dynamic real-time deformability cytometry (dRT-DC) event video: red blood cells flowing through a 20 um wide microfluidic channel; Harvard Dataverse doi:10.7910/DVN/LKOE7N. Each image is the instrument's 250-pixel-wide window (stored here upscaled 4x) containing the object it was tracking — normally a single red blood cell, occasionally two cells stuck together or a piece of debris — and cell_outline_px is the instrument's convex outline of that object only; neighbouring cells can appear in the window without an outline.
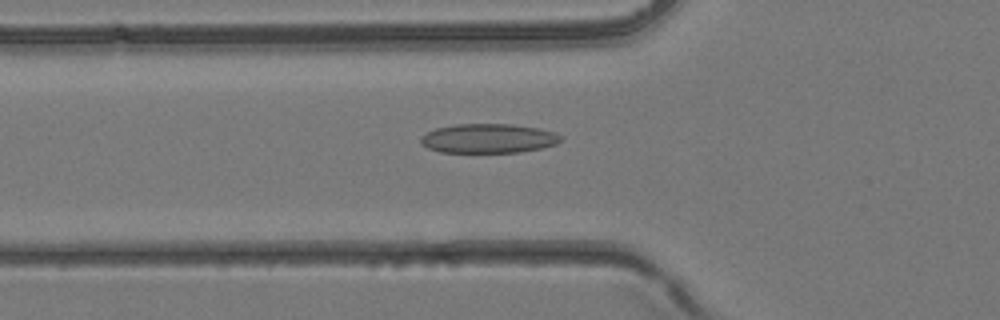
{"species": "common noctule bat (a hibernating species)", "species_latin": "Nyctalus noctula", "temperature_condition": "room temperature", "stored_images_in_passage": 40, "camera_frame_rate_fps": 3000, "um_per_image_px": 0.085, "animal": {"sex": "female", "body_mass_g": 24.6, "forearm_length_mm": 56.2}, "frame": {"image": 1, "passage_image": 14, "time_ms": 4.333, "image_size_px": [1000, 320], "cell_outline_px": [[564, 136], [556, 144], [544, 148], [520, 152], [440, 152], [428, 148], [420, 144], [420, 136], [436, 128], [456, 124], [512, 124], [540, 128], [556, 132]], "centroid_in_image_um": [41.54, 11.76], "position_along_channel_um": 84.3, "area_um2": 24.16}}
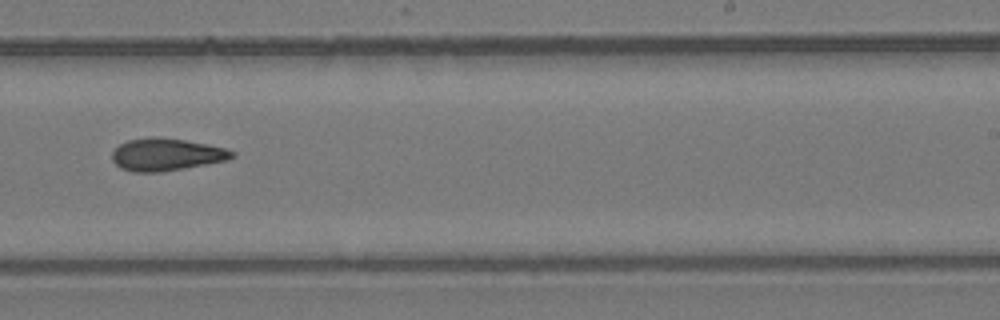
{"frame": {"image": 2, "passage_image": 25, "time_ms": 8.0, "image_size_px": [1000, 320], "cell_outline_px": [[236, 156], [228, 160], [184, 168], [160, 172], [132, 172], [120, 168], [112, 160], [112, 152], [120, 144], [128, 140], [156, 136], [184, 140], [208, 144], [228, 148], [236, 152]], "centroid_in_image_um": [14.17, 13.13], "position_along_channel_um": 274.8, "area_um2": 22.77}}
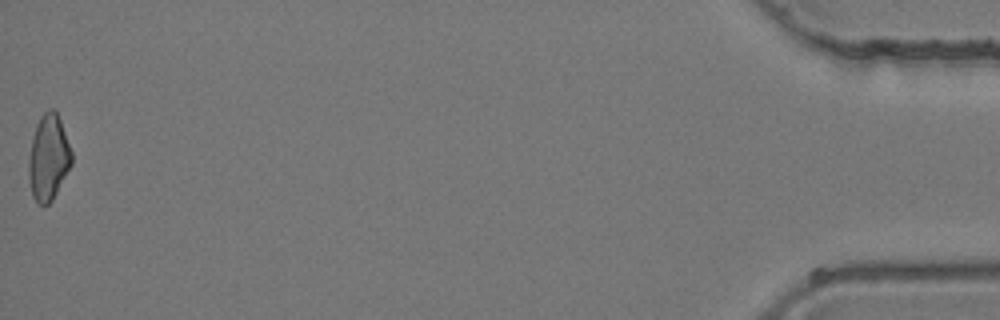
{"frame": {"image": 3, "passage_image": 40, "time_ms": 13.0, "image_size_px": [1000, 320], "cell_outline_px": [[72, 164], [52, 200], [48, 204], [36, 204], [32, 196], [28, 176], [28, 160], [32, 136], [36, 124], [40, 116], [48, 108], [52, 108], [56, 112], [60, 120], [72, 152]], "centroid_in_image_um": [4.1, 13.39], "position_along_channel_um": 431.1, "area_um2": 21.56}}